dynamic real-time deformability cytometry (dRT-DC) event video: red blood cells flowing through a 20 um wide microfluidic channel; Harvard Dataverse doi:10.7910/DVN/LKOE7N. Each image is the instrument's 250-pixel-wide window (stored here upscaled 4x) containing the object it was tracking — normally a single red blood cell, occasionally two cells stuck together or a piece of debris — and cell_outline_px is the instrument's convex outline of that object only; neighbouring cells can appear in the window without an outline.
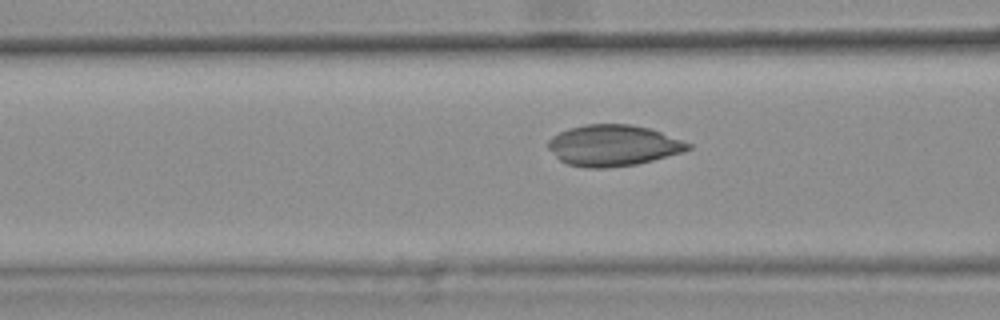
{"species": "common noctule bat (a hibernating species)", "species_latin": "Nyctalus noctula", "temperature_condition": "warm", "stored_images_in_passage": 48, "camera_frame_rate_fps": 3000, "um_per_image_px": 0.085, "animal": {"sex": "female", "body_mass_g": 25.1}, "frame": {"image": 1, "passage_image": 21, "time_ms": 6.667, "image_size_px": [1000, 320], "cell_outline_px": [[692, 148], [684, 152], [636, 164], [604, 168], [588, 168], [568, 164], [560, 160], [548, 148], [548, 140], [552, 136], [568, 128], [584, 124], [632, 124], [648, 128], [660, 132], [692, 144]], "centroid_in_image_um": [52.11, 12.36], "position_along_channel_um": 114.5, "area_um2": 33.41}}